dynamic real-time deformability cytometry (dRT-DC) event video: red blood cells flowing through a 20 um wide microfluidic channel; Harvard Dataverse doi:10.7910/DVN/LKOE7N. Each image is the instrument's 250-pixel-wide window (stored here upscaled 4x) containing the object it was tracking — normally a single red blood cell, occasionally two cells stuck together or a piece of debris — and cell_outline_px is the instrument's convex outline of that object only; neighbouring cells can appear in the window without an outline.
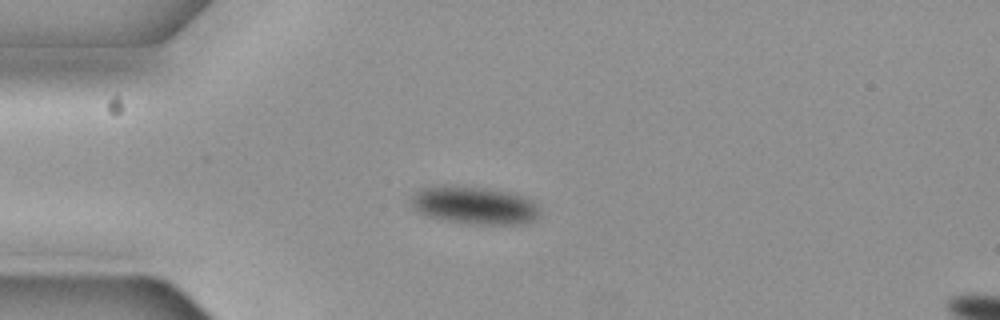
{"species": "common noctule bat (a hibernating species)", "species_latin": "Nyctalus noctula", "temperature_condition": "cold", "stored_images_in_passage": 57, "camera_frame_rate_fps": 3000, "um_per_image_px": 0.085, "animal": {"sex": "female", "body_mass_g": 19.3, "forearm_length_mm": 54.1}, "frame": {"image": 1, "passage_image": 15, "time_ms": 4.667, "image_size_px": [1000, 320], "cell_outline_px": [[536, 216], [532, 220], [520, 224], [472, 224], [444, 220], [428, 216], [412, 208], [412, 196], [420, 188], [444, 184], [488, 188], [512, 192], [524, 196], [532, 200], [536, 208]], "centroid_in_image_um": [40.26, 17.42], "position_along_channel_um": 44.7, "area_um2": 28.26}}
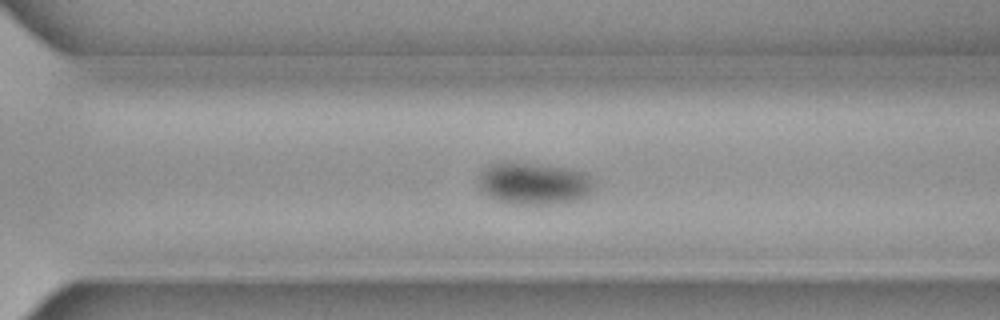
{"frame": {"image": 2, "passage_image": 40, "time_ms": 13.0, "image_size_px": [1000, 320], "cell_outline_px": [[596, 188], [588, 196], [572, 200], [552, 204], [512, 204], [496, 200], [488, 196], [480, 188], [480, 176], [484, 168], [492, 164], [504, 160], [564, 168], [584, 172], [596, 184]], "centroid_in_image_um": [45.39, 15.59], "position_along_channel_um": 325.2, "area_um2": 28.32}}
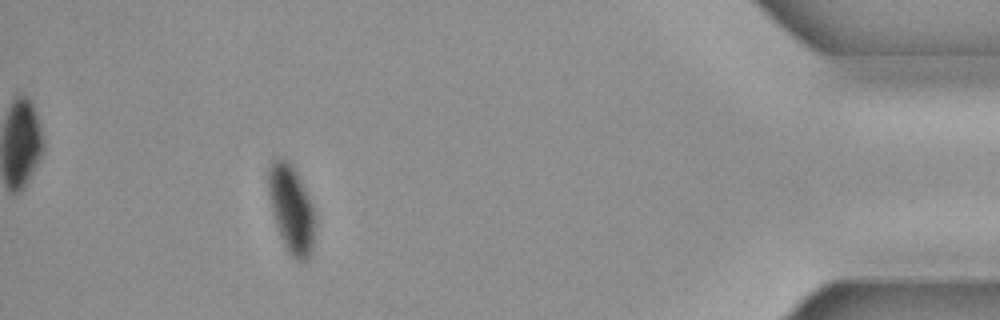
{"frame": {"image": 3, "passage_image": 52, "time_ms": 17.0, "image_size_px": [1000, 320], "cell_outline_px": [[316, 224], [312, 256], [308, 260], [296, 260], [288, 252], [280, 236], [276, 224], [272, 208], [268, 188], [268, 168], [276, 160], [284, 160], [296, 172], [312, 204], [316, 216]], "centroid_in_image_um": [24.81, 17.88], "position_along_channel_um": 410.4, "area_um2": 23.52}, "authors_computed_cell_mechanics": {"area_um2": 28.0908, "velocity_mm_per_s": 3.6473, "shape_relaxation_time_tau1_ms": 1.7981, "shape_relaxation_time_tau2_ms": null, "deformation_change_tau1": 0.069, "deformation_change_tau2": null}}